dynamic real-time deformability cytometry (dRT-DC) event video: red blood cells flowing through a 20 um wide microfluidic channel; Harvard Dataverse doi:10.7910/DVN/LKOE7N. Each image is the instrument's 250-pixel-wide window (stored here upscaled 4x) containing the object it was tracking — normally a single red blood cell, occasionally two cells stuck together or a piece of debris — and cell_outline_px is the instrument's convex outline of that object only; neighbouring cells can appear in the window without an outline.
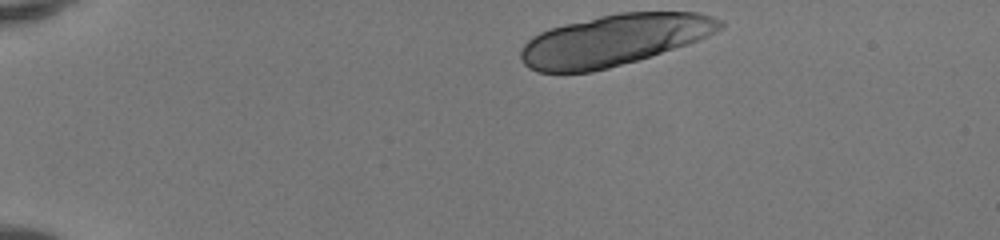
{"species": "human", "species_latin": "Homo sapiens", "temperature_condition": "room temperature", "stored_images_in_passage": 12, "camera_frame_rate_fps": 3000, "um_per_image_px": 0.085, "donor": {"sex": "female"}, "frame": {"image": 1, "passage_image": 1, "time_ms": 0.0, "image_size_px": [1000, 240], "cell_outline_px": [[724, 28], [708, 36], [688, 44], [636, 60], [608, 68], [592, 72], [536, 72], [528, 68], [520, 60], [520, 48], [532, 36], [548, 28], [564, 24], [600, 16], [620, 12], [700, 12], [724, 20]], "centroid_in_image_um": [52.18, 3.4], "position_along_channel_um": 32.8, "area_um2": 59.65}}